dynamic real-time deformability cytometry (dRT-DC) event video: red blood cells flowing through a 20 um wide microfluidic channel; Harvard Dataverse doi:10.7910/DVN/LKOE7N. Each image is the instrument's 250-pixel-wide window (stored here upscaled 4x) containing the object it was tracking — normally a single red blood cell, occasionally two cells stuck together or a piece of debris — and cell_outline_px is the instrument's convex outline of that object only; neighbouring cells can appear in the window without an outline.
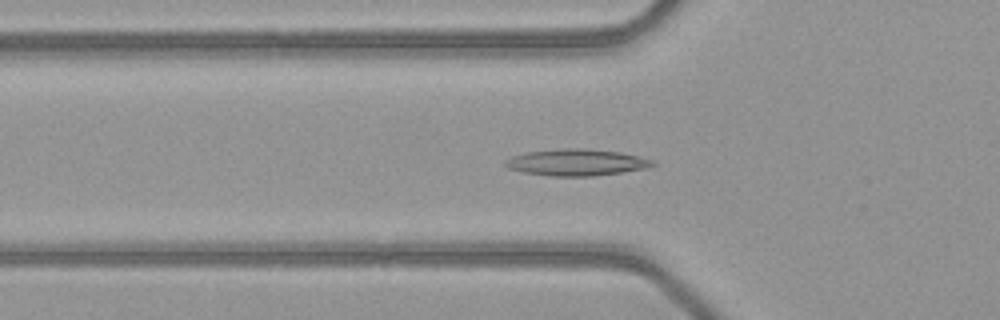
{"species": "common noctule bat (a hibernating species)", "species_latin": "Nyctalus noctula", "temperature_condition": "warm", "stored_images_in_passage": 50, "camera_frame_rate_fps": 3000, "um_per_image_px": 0.085, "animal": {"sex": "female", "body_mass_g": 21.9}, "frame": {"image": 1, "passage_image": 17, "time_ms": 5.333, "image_size_px": [1000, 320], "cell_outline_px": [[656, 164], [648, 168], [592, 176], [552, 176], [524, 172], [508, 168], [504, 164], [504, 160], [512, 156], [528, 152], [560, 148], [584, 148], [620, 152], [656, 160]], "centroid_in_image_um": [49.02, 13.79], "position_along_channel_um": 76.8, "area_um2": 22.83}}
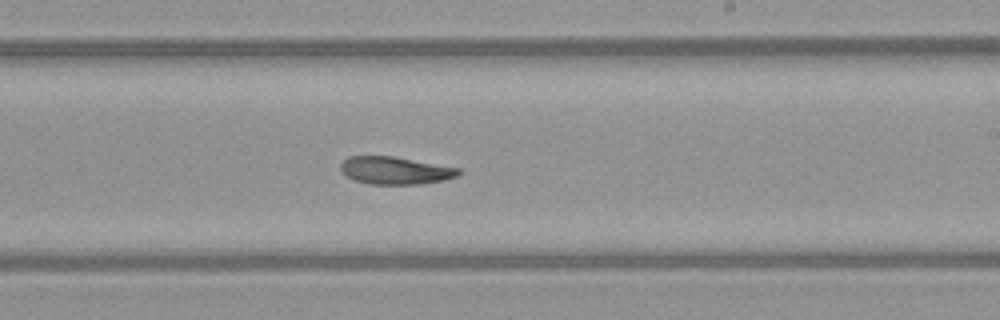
{"frame": {"image": 2, "passage_image": 30, "time_ms": 9.667, "image_size_px": [1000, 320], "cell_outline_px": [[464, 172], [456, 176], [444, 180], [420, 184], [368, 184], [352, 180], [340, 168], [340, 164], [348, 156], [392, 156], [460, 168]], "centroid_in_image_um": [33.61, 14.49], "position_along_channel_um": 255.4, "area_um2": 18.96}}
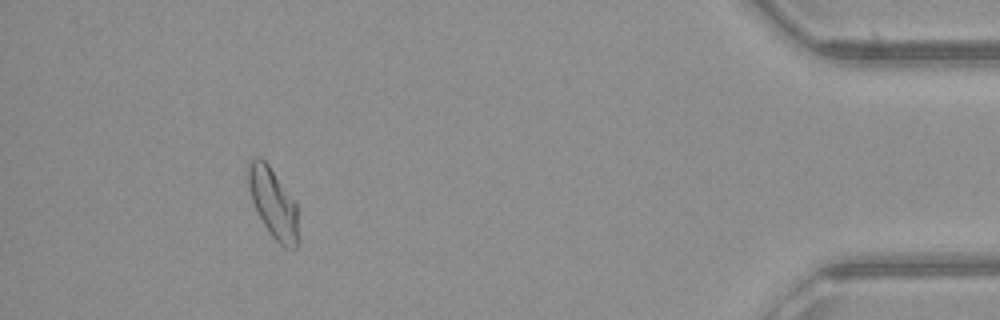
{"frame": {"image": 3, "passage_image": 46, "time_ms": 15.0, "image_size_px": [1000, 320], "cell_outline_px": [[300, 244], [296, 248], [284, 248], [268, 232], [252, 200], [248, 184], [248, 164], [256, 156], [260, 156], [268, 164], [300, 208]], "centroid_in_image_um": [23.31, 17.34], "position_along_channel_um": 411.9, "area_um2": 20.87}}